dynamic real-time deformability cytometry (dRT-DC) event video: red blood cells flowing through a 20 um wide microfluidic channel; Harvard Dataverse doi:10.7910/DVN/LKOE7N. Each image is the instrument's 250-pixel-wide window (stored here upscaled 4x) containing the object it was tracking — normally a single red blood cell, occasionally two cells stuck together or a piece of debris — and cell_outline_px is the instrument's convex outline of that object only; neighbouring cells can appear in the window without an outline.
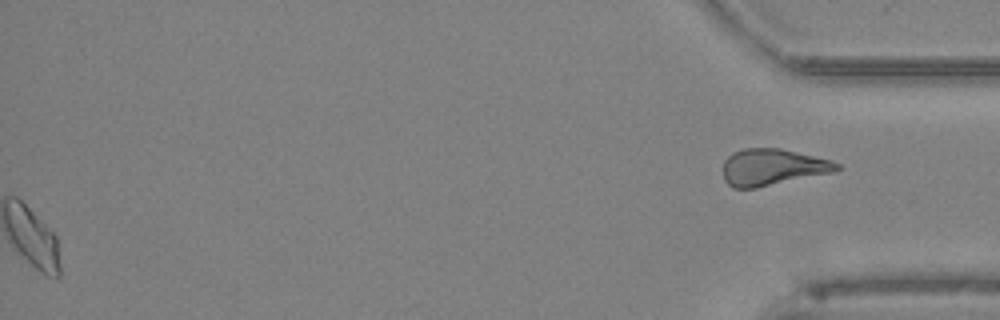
{"species": "Egyptian fruit bat (a non-hibernating species)", "species_latin": "Rousettus aegyptiacus", "temperature_condition": "cold", "stored_images_in_passage": 40, "segment_of_instrument_passage": [2, 2], "camera_frame_rate_fps": 3000, "um_per_image_px": 0.085, "animal": {"sex": "female"}, "frame": {"image": 1, "passage_image": 40, "time_ms": 13.0, "image_size_px": [1000, 320], "cell_outline_px": [[840, 168], [832, 172], [756, 188], [732, 188], [724, 180], [724, 160], [732, 152], [744, 148], [780, 148], [832, 160], [840, 164]], "centroid_in_image_um": [65.64, 14.2], "position_along_channel_um": 369.6, "area_um2": 24.16}}